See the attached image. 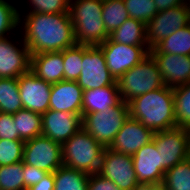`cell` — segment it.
<instances>
[{
  "label": "cell",
  "mask_w": 190,
  "mask_h": 190,
  "mask_svg": "<svg viewBox=\"0 0 190 190\" xmlns=\"http://www.w3.org/2000/svg\"><path fill=\"white\" fill-rule=\"evenodd\" d=\"M21 39L32 54L63 51L76 44L69 13H23L18 9Z\"/></svg>",
  "instance_id": "obj_1"
},
{
  "label": "cell",
  "mask_w": 190,
  "mask_h": 190,
  "mask_svg": "<svg viewBox=\"0 0 190 190\" xmlns=\"http://www.w3.org/2000/svg\"><path fill=\"white\" fill-rule=\"evenodd\" d=\"M130 117L153 132L177 127L173 88L166 85L129 102Z\"/></svg>",
  "instance_id": "obj_2"
},
{
  "label": "cell",
  "mask_w": 190,
  "mask_h": 190,
  "mask_svg": "<svg viewBox=\"0 0 190 190\" xmlns=\"http://www.w3.org/2000/svg\"><path fill=\"white\" fill-rule=\"evenodd\" d=\"M103 0H70L76 44L99 45L109 38L102 19Z\"/></svg>",
  "instance_id": "obj_3"
},
{
  "label": "cell",
  "mask_w": 190,
  "mask_h": 190,
  "mask_svg": "<svg viewBox=\"0 0 190 190\" xmlns=\"http://www.w3.org/2000/svg\"><path fill=\"white\" fill-rule=\"evenodd\" d=\"M104 147L81 128L62 144L63 166L85 172L98 173Z\"/></svg>",
  "instance_id": "obj_4"
},
{
  "label": "cell",
  "mask_w": 190,
  "mask_h": 190,
  "mask_svg": "<svg viewBox=\"0 0 190 190\" xmlns=\"http://www.w3.org/2000/svg\"><path fill=\"white\" fill-rule=\"evenodd\" d=\"M116 82L121 100L126 103L165 86L161 72L150 54L126 71Z\"/></svg>",
  "instance_id": "obj_5"
},
{
  "label": "cell",
  "mask_w": 190,
  "mask_h": 190,
  "mask_svg": "<svg viewBox=\"0 0 190 190\" xmlns=\"http://www.w3.org/2000/svg\"><path fill=\"white\" fill-rule=\"evenodd\" d=\"M82 115V128L104 148H109L116 134L130 117L129 103L120 101L103 112Z\"/></svg>",
  "instance_id": "obj_6"
},
{
  "label": "cell",
  "mask_w": 190,
  "mask_h": 190,
  "mask_svg": "<svg viewBox=\"0 0 190 190\" xmlns=\"http://www.w3.org/2000/svg\"><path fill=\"white\" fill-rule=\"evenodd\" d=\"M190 24V4L158 12L146 24V41L150 49L173 32Z\"/></svg>",
  "instance_id": "obj_7"
},
{
  "label": "cell",
  "mask_w": 190,
  "mask_h": 190,
  "mask_svg": "<svg viewBox=\"0 0 190 190\" xmlns=\"http://www.w3.org/2000/svg\"><path fill=\"white\" fill-rule=\"evenodd\" d=\"M189 130L175 127L154 132L152 141L161 157V170L165 173L188 158Z\"/></svg>",
  "instance_id": "obj_8"
},
{
  "label": "cell",
  "mask_w": 190,
  "mask_h": 190,
  "mask_svg": "<svg viewBox=\"0 0 190 190\" xmlns=\"http://www.w3.org/2000/svg\"><path fill=\"white\" fill-rule=\"evenodd\" d=\"M98 46L102 49L107 68L116 81L148 56L150 51L149 46L120 44L109 38Z\"/></svg>",
  "instance_id": "obj_9"
},
{
  "label": "cell",
  "mask_w": 190,
  "mask_h": 190,
  "mask_svg": "<svg viewBox=\"0 0 190 190\" xmlns=\"http://www.w3.org/2000/svg\"><path fill=\"white\" fill-rule=\"evenodd\" d=\"M81 68L76 82L83 91L117 85L115 78L107 68L103 51L98 45H86Z\"/></svg>",
  "instance_id": "obj_10"
},
{
  "label": "cell",
  "mask_w": 190,
  "mask_h": 190,
  "mask_svg": "<svg viewBox=\"0 0 190 190\" xmlns=\"http://www.w3.org/2000/svg\"><path fill=\"white\" fill-rule=\"evenodd\" d=\"M23 162L48 173L63 166L62 144L43 135L25 141Z\"/></svg>",
  "instance_id": "obj_11"
},
{
  "label": "cell",
  "mask_w": 190,
  "mask_h": 190,
  "mask_svg": "<svg viewBox=\"0 0 190 190\" xmlns=\"http://www.w3.org/2000/svg\"><path fill=\"white\" fill-rule=\"evenodd\" d=\"M98 173L112 180L121 190H133L139 183L133 168L132 156L105 148Z\"/></svg>",
  "instance_id": "obj_12"
},
{
  "label": "cell",
  "mask_w": 190,
  "mask_h": 190,
  "mask_svg": "<svg viewBox=\"0 0 190 190\" xmlns=\"http://www.w3.org/2000/svg\"><path fill=\"white\" fill-rule=\"evenodd\" d=\"M20 44V45H19ZM31 70V52L23 40L0 38V78H19Z\"/></svg>",
  "instance_id": "obj_13"
},
{
  "label": "cell",
  "mask_w": 190,
  "mask_h": 190,
  "mask_svg": "<svg viewBox=\"0 0 190 190\" xmlns=\"http://www.w3.org/2000/svg\"><path fill=\"white\" fill-rule=\"evenodd\" d=\"M23 109L44 114L49 110L52 84L38 78L31 70L18 78Z\"/></svg>",
  "instance_id": "obj_14"
},
{
  "label": "cell",
  "mask_w": 190,
  "mask_h": 190,
  "mask_svg": "<svg viewBox=\"0 0 190 190\" xmlns=\"http://www.w3.org/2000/svg\"><path fill=\"white\" fill-rule=\"evenodd\" d=\"M82 128V115L49 109L42 114V134L63 144Z\"/></svg>",
  "instance_id": "obj_15"
},
{
  "label": "cell",
  "mask_w": 190,
  "mask_h": 190,
  "mask_svg": "<svg viewBox=\"0 0 190 190\" xmlns=\"http://www.w3.org/2000/svg\"><path fill=\"white\" fill-rule=\"evenodd\" d=\"M154 132L145 127L140 121L129 117L123 127L116 134L109 149L129 156H133L144 145L153 139Z\"/></svg>",
  "instance_id": "obj_16"
},
{
  "label": "cell",
  "mask_w": 190,
  "mask_h": 190,
  "mask_svg": "<svg viewBox=\"0 0 190 190\" xmlns=\"http://www.w3.org/2000/svg\"><path fill=\"white\" fill-rule=\"evenodd\" d=\"M161 72L164 84L175 88L190 82V56L170 53H149Z\"/></svg>",
  "instance_id": "obj_17"
},
{
  "label": "cell",
  "mask_w": 190,
  "mask_h": 190,
  "mask_svg": "<svg viewBox=\"0 0 190 190\" xmlns=\"http://www.w3.org/2000/svg\"><path fill=\"white\" fill-rule=\"evenodd\" d=\"M133 168L139 183H162L161 157L153 141L144 145L133 156Z\"/></svg>",
  "instance_id": "obj_18"
},
{
  "label": "cell",
  "mask_w": 190,
  "mask_h": 190,
  "mask_svg": "<svg viewBox=\"0 0 190 190\" xmlns=\"http://www.w3.org/2000/svg\"><path fill=\"white\" fill-rule=\"evenodd\" d=\"M83 89L76 81L62 80L52 84L49 109L82 114Z\"/></svg>",
  "instance_id": "obj_19"
},
{
  "label": "cell",
  "mask_w": 190,
  "mask_h": 190,
  "mask_svg": "<svg viewBox=\"0 0 190 190\" xmlns=\"http://www.w3.org/2000/svg\"><path fill=\"white\" fill-rule=\"evenodd\" d=\"M31 71L50 84L64 80L63 51L32 54Z\"/></svg>",
  "instance_id": "obj_20"
},
{
  "label": "cell",
  "mask_w": 190,
  "mask_h": 190,
  "mask_svg": "<svg viewBox=\"0 0 190 190\" xmlns=\"http://www.w3.org/2000/svg\"><path fill=\"white\" fill-rule=\"evenodd\" d=\"M121 101L118 85L83 91L82 114L103 112Z\"/></svg>",
  "instance_id": "obj_21"
},
{
  "label": "cell",
  "mask_w": 190,
  "mask_h": 190,
  "mask_svg": "<svg viewBox=\"0 0 190 190\" xmlns=\"http://www.w3.org/2000/svg\"><path fill=\"white\" fill-rule=\"evenodd\" d=\"M109 39L126 45L148 46L146 41V24L128 18L121 26L109 34Z\"/></svg>",
  "instance_id": "obj_22"
},
{
  "label": "cell",
  "mask_w": 190,
  "mask_h": 190,
  "mask_svg": "<svg viewBox=\"0 0 190 190\" xmlns=\"http://www.w3.org/2000/svg\"><path fill=\"white\" fill-rule=\"evenodd\" d=\"M149 53H170L190 56V24L157 43Z\"/></svg>",
  "instance_id": "obj_23"
},
{
  "label": "cell",
  "mask_w": 190,
  "mask_h": 190,
  "mask_svg": "<svg viewBox=\"0 0 190 190\" xmlns=\"http://www.w3.org/2000/svg\"><path fill=\"white\" fill-rule=\"evenodd\" d=\"M13 119L21 140L27 141L42 134L41 114L21 109L13 114Z\"/></svg>",
  "instance_id": "obj_24"
},
{
  "label": "cell",
  "mask_w": 190,
  "mask_h": 190,
  "mask_svg": "<svg viewBox=\"0 0 190 190\" xmlns=\"http://www.w3.org/2000/svg\"><path fill=\"white\" fill-rule=\"evenodd\" d=\"M54 190H87L89 175L75 169L61 166L54 171Z\"/></svg>",
  "instance_id": "obj_25"
},
{
  "label": "cell",
  "mask_w": 190,
  "mask_h": 190,
  "mask_svg": "<svg viewBox=\"0 0 190 190\" xmlns=\"http://www.w3.org/2000/svg\"><path fill=\"white\" fill-rule=\"evenodd\" d=\"M23 109L19 94L18 78H0L1 113L14 114Z\"/></svg>",
  "instance_id": "obj_26"
},
{
  "label": "cell",
  "mask_w": 190,
  "mask_h": 190,
  "mask_svg": "<svg viewBox=\"0 0 190 190\" xmlns=\"http://www.w3.org/2000/svg\"><path fill=\"white\" fill-rule=\"evenodd\" d=\"M130 18L124 0H103L102 19L110 34Z\"/></svg>",
  "instance_id": "obj_27"
},
{
  "label": "cell",
  "mask_w": 190,
  "mask_h": 190,
  "mask_svg": "<svg viewBox=\"0 0 190 190\" xmlns=\"http://www.w3.org/2000/svg\"><path fill=\"white\" fill-rule=\"evenodd\" d=\"M166 190H190V160L187 158L164 173Z\"/></svg>",
  "instance_id": "obj_28"
},
{
  "label": "cell",
  "mask_w": 190,
  "mask_h": 190,
  "mask_svg": "<svg viewBox=\"0 0 190 190\" xmlns=\"http://www.w3.org/2000/svg\"><path fill=\"white\" fill-rule=\"evenodd\" d=\"M177 127L190 130V82L173 88Z\"/></svg>",
  "instance_id": "obj_29"
},
{
  "label": "cell",
  "mask_w": 190,
  "mask_h": 190,
  "mask_svg": "<svg viewBox=\"0 0 190 190\" xmlns=\"http://www.w3.org/2000/svg\"><path fill=\"white\" fill-rule=\"evenodd\" d=\"M85 44H75L63 50L64 80L76 81L81 73Z\"/></svg>",
  "instance_id": "obj_30"
},
{
  "label": "cell",
  "mask_w": 190,
  "mask_h": 190,
  "mask_svg": "<svg viewBox=\"0 0 190 190\" xmlns=\"http://www.w3.org/2000/svg\"><path fill=\"white\" fill-rule=\"evenodd\" d=\"M16 4L9 0H0V38L17 34L19 30V14Z\"/></svg>",
  "instance_id": "obj_31"
},
{
  "label": "cell",
  "mask_w": 190,
  "mask_h": 190,
  "mask_svg": "<svg viewBox=\"0 0 190 190\" xmlns=\"http://www.w3.org/2000/svg\"><path fill=\"white\" fill-rule=\"evenodd\" d=\"M0 190H25L23 161L0 166Z\"/></svg>",
  "instance_id": "obj_32"
},
{
  "label": "cell",
  "mask_w": 190,
  "mask_h": 190,
  "mask_svg": "<svg viewBox=\"0 0 190 190\" xmlns=\"http://www.w3.org/2000/svg\"><path fill=\"white\" fill-rule=\"evenodd\" d=\"M130 18L147 24L157 13L153 0H124Z\"/></svg>",
  "instance_id": "obj_33"
},
{
  "label": "cell",
  "mask_w": 190,
  "mask_h": 190,
  "mask_svg": "<svg viewBox=\"0 0 190 190\" xmlns=\"http://www.w3.org/2000/svg\"><path fill=\"white\" fill-rule=\"evenodd\" d=\"M23 140L0 139V166H7L23 161Z\"/></svg>",
  "instance_id": "obj_34"
},
{
  "label": "cell",
  "mask_w": 190,
  "mask_h": 190,
  "mask_svg": "<svg viewBox=\"0 0 190 190\" xmlns=\"http://www.w3.org/2000/svg\"><path fill=\"white\" fill-rule=\"evenodd\" d=\"M29 6L24 13H69L70 0H27Z\"/></svg>",
  "instance_id": "obj_35"
},
{
  "label": "cell",
  "mask_w": 190,
  "mask_h": 190,
  "mask_svg": "<svg viewBox=\"0 0 190 190\" xmlns=\"http://www.w3.org/2000/svg\"><path fill=\"white\" fill-rule=\"evenodd\" d=\"M0 139L21 140L16 131L13 114L0 113Z\"/></svg>",
  "instance_id": "obj_36"
},
{
  "label": "cell",
  "mask_w": 190,
  "mask_h": 190,
  "mask_svg": "<svg viewBox=\"0 0 190 190\" xmlns=\"http://www.w3.org/2000/svg\"><path fill=\"white\" fill-rule=\"evenodd\" d=\"M23 173L25 190H27L32 185L39 183L48 174V172L36 168L32 165L25 164L24 162Z\"/></svg>",
  "instance_id": "obj_37"
},
{
  "label": "cell",
  "mask_w": 190,
  "mask_h": 190,
  "mask_svg": "<svg viewBox=\"0 0 190 190\" xmlns=\"http://www.w3.org/2000/svg\"><path fill=\"white\" fill-rule=\"evenodd\" d=\"M87 190H121L112 180L102 177L99 173L89 175Z\"/></svg>",
  "instance_id": "obj_38"
},
{
  "label": "cell",
  "mask_w": 190,
  "mask_h": 190,
  "mask_svg": "<svg viewBox=\"0 0 190 190\" xmlns=\"http://www.w3.org/2000/svg\"><path fill=\"white\" fill-rule=\"evenodd\" d=\"M54 185V172H50L39 183L32 185L27 190H54Z\"/></svg>",
  "instance_id": "obj_39"
},
{
  "label": "cell",
  "mask_w": 190,
  "mask_h": 190,
  "mask_svg": "<svg viewBox=\"0 0 190 190\" xmlns=\"http://www.w3.org/2000/svg\"><path fill=\"white\" fill-rule=\"evenodd\" d=\"M158 12L185 4L188 0H153Z\"/></svg>",
  "instance_id": "obj_40"
},
{
  "label": "cell",
  "mask_w": 190,
  "mask_h": 190,
  "mask_svg": "<svg viewBox=\"0 0 190 190\" xmlns=\"http://www.w3.org/2000/svg\"><path fill=\"white\" fill-rule=\"evenodd\" d=\"M133 190H166L163 183H138Z\"/></svg>",
  "instance_id": "obj_41"
},
{
  "label": "cell",
  "mask_w": 190,
  "mask_h": 190,
  "mask_svg": "<svg viewBox=\"0 0 190 190\" xmlns=\"http://www.w3.org/2000/svg\"><path fill=\"white\" fill-rule=\"evenodd\" d=\"M188 159L190 160V130H189V140H188Z\"/></svg>",
  "instance_id": "obj_42"
}]
</instances>
